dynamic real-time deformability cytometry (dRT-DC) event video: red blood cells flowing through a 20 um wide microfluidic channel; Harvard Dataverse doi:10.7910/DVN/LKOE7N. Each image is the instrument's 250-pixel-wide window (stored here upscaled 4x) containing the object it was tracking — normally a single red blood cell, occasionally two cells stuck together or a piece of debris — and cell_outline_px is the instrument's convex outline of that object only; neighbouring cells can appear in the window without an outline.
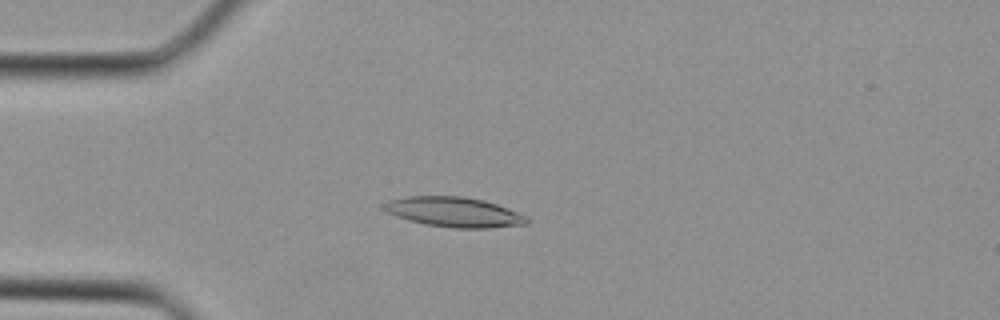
{"species": "Egyptian fruit bat (a non-hibernating species)", "species_latin": "Rousettus aegyptiacus", "temperature_condition": "cold", "stored_images_in_passage": 3, "camera_frame_rate_fps": 3000, "um_per_image_px": 0.085, "animal": {"sex": "female"}, "frame": {"image": 1, "passage_image": 3, "time_ms": 0.667, "image_size_px": [1000, 320], "cell_outline_px": [[528, 224], [488, 228], [456, 228], [424, 224], [408, 220], [388, 212], [384, 208], [384, 204], [388, 200], [404, 196], [464, 196], [484, 200], [496, 204], [528, 216]], "centroid_in_image_um": [38.61, 18.02], "position_along_channel_um": 46.4, "area_um2": 24.85}}